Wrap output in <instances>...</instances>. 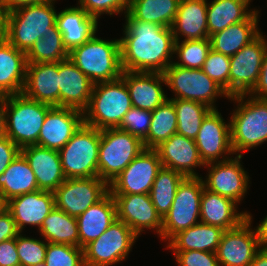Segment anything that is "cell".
I'll use <instances>...</instances> for the list:
<instances>
[{"instance_id":"6da1fadb","label":"cell","mask_w":267,"mask_h":266,"mask_svg":"<svg viewBox=\"0 0 267 266\" xmlns=\"http://www.w3.org/2000/svg\"><path fill=\"white\" fill-rule=\"evenodd\" d=\"M120 40L123 71L164 73L173 63L175 38L170 27L135 20L128 12Z\"/></svg>"},{"instance_id":"7a4b0ae2","label":"cell","mask_w":267,"mask_h":266,"mask_svg":"<svg viewBox=\"0 0 267 266\" xmlns=\"http://www.w3.org/2000/svg\"><path fill=\"white\" fill-rule=\"evenodd\" d=\"M68 59L94 84L116 80L123 72L120 40H103L96 33L82 45L71 49Z\"/></svg>"},{"instance_id":"3957f363","label":"cell","mask_w":267,"mask_h":266,"mask_svg":"<svg viewBox=\"0 0 267 266\" xmlns=\"http://www.w3.org/2000/svg\"><path fill=\"white\" fill-rule=\"evenodd\" d=\"M248 96L229 97L238 103L230 117V127L234 154L238 152L240 156L267 141V99Z\"/></svg>"},{"instance_id":"277c9868","label":"cell","mask_w":267,"mask_h":266,"mask_svg":"<svg viewBox=\"0 0 267 266\" xmlns=\"http://www.w3.org/2000/svg\"><path fill=\"white\" fill-rule=\"evenodd\" d=\"M129 91L122 77L94 84L84 123L99 130L118 128L124 115L132 108Z\"/></svg>"},{"instance_id":"5b68a950","label":"cell","mask_w":267,"mask_h":266,"mask_svg":"<svg viewBox=\"0 0 267 266\" xmlns=\"http://www.w3.org/2000/svg\"><path fill=\"white\" fill-rule=\"evenodd\" d=\"M55 1L27 5L8 12L3 37L16 49L27 53L56 24Z\"/></svg>"},{"instance_id":"8992f818","label":"cell","mask_w":267,"mask_h":266,"mask_svg":"<svg viewBox=\"0 0 267 266\" xmlns=\"http://www.w3.org/2000/svg\"><path fill=\"white\" fill-rule=\"evenodd\" d=\"M52 106L23 93L6 96V136L20 149L36 145L48 110Z\"/></svg>"},{"instance_id":"52a82bcc","label":"cell","mask_w":267,"mask_h":266,"mask_svg":"<svg viewBox=\"0 0 267 266\" xmlns=\"http://www.w3.org/2000/svg\"><path fill=\"white\" fill-rule=\"evenodd\" d=\"M100 130L83 123L59 150L66 179L98 177Z\"/></svg>"},{"instance_id":"ba28073f","label":"cell","mask_w":267,"mask_h":266,"mask_svg":"<svg viewBox=\"0 0 267 266\" xmlns=\"http://www.w3.org/2000/svg\"><path fill=\"white\" fill-rule=\"evenodd\" d=\"M98 177L111 183L145 148L136 136L118 128L100 130Z\"/></svg>"},{"instance_id":"9c48e42d","label":"cell","mask_w":267,"mask_h":266,"mask_svg":"<svg viewBox=\"0 0 267 266\" xmlns=\"http://www.w3.org/2000/svg\"><path fill=\"white\" fill-rule=\"evenodd\" d=\"M204 189L202 177H185L178 185L169 212L162 219L161 238L169 241L178 232L199 223L201 195Z\"/></svg>"},{"instance_id":"30bf717a","label":"cell","mask_w":267,"mask_h":266,"mask_svg":"<svg viewBox=\"0 0 267 266\" xmlns=\"http://www.w3.org/2000/svg\"><path fill=\"white\" fill-rule=\"evenodd\" d=\"M166 86L176 97L168 99H184L205 104L216 110L217 96L229 99L226 92L211 79L202 69H190L171 63L165 70Z\"/></svg>"},{"instance_id":"8fae6325","label":"cell","mask_w":267,"mask_h":266,"mask_svg":"<svg viewBox=\"0 0 267 266\" xmlns=\"http://www.w3.org/2000/svg\"><path fill=\"white\" fill-rule=\"evenodd\" d=\"M138 237L123 221L114 220L96 240L83 248L85 266H111L125 261Z\"/></svg>"},{"instance_id":"7c38bea8","label":"cell","mask_w":267,"mask_h":266,"mask_svg":"<svg viewBox=\"0 0 267 266\" xmlns=\"http://www.w3.org/2000/svg\"><path fill=\"white\" fill-rule=\"evenodd\" d=\"M261 32L253 41L230 57L229 97L248 95L256 85L267 48Z\"/></svg>"},{"instance_id":"4fadbf2b","label":"cell","mask_w":267,"mask_h":266,"mask_svg":"<svg viewBox=\"0 0 267 266\" xmlns=\"http://www.w3.org/2000/svg\"><path fill=\"white\" fill-rule=\"evenodd\" d=\"M109 193V184L99 177L69 178L55 191V207L77 217Z\"/></svg>"},{"instance_id":"5bb4252c","label":"cell","mask_w":267,"mask_h":266,"mask_svg":"<svg viewBox=\"0 0 267 266\" xmlns=\"http://www.w3.org/2000/svg\"><path fill=\"white\" fill-rule=\"evenodd\" d=\"M162 168L155 149H144L132 162L109 183L111 195L149 194Z\"/></svg>"},{"instance_id":"9a60e30c","label":"cell","mask_w":267,"mask_h":266,"mask_svg":"<svg viewBox=\"0 0 267 266\" xmlns=\"http://www.w3.org/2000/svg\"><path fill=\"white\" fill-rule=\"evenodd\" d=\"M251 224L252 216L246 211V220L238 227L223 232L216 250L220 266H250L261 248Z\"/></svg>"},{"instance_id":"2e32d148","label":"cell","mask_w":267,"mask_h":266,"mask_svg":"<svg viewBox=\"0 0 267 266\" xmlns=\"http://www.w3.org/2000/svg\"><path fill=\"white\" fill-rule=\"evenodd\" d=\"M194 140L199 156L205 165L213 162L226 161L233 157L228 156L234 154L231 144L230 122H224L221 113L217 109L212 110L204 118L197 137ZM219 158L221 160H218Z\"/></svg>"},{"instance_id":"e0dca14e","label":"cell","mask_w":267,"mask_h":266,"mask_svg":"<svg viewBox=\"0 0 267 266\" xmlns=\"http://www.w3.org/2000/svg\"><path fill=\"white\" fill-rule=\"evenodd\" d=\"M242 155L222 162L206 164L208 174L203 180L204 188L210 192L230 198L237 204L248 190L249 176L241 165Z\"/></svg>"},{"instance_id":"ac0fdd59","label":"cell","mask_w":267,"mask_h":266,"mask_svg":"<svg viewBox=\"0 0 267 266\" xmlns=\"http://www.w3.org/2000/svg\"><path fill=\"white\" fill-rule=\"evenodd\" d=\"M83 123L82 111L52 106L45 117L36 145L59 151Z\"/></svg>"},{"instance_id":"d6986e66","label":"cell","mask_w":267,"mask_h":266,"mask_svg":"<svg viewBox=\"0 0 267 266\" xmlns=\"http://www.w3.org/2000/svg\"><path fill=\"white\" fill-rule=\"evenodd\" d=\"M117 219L123 221L138 236L144 229H154L161 237L162 218L152 204L149 194L112 195Z\"/></svg>"},{"instance_id":"ffe728a7","label":"cell","mask_w":267,"mask_h":266,"mask_svg":"<svg viewBox=\"0 0 267 266\" xmlns=\"http://www.w3.org/2000/svg\"><path fill=\"white\" fill-rule=\"evenodd\" d=\"M155 150L163 167L175 170L184 177H199L194 169L205 166L199 156L195 140L177 133L162 142Z\"/></svg>"},{"instance_id":"44dd1931","label":"cell","mask_w":267,"mask_h":266,"mask_svg":"<svg viewBox=\"0 0 267 266\" xmlns=\"http://www.w3.org/2000/svg\"><path fill=\"white\" fill-rule=\"evenodd\" d=\"M121 77L133 107L154 111L168 99L162 88L166 85L164 73L123 71Z\"/></svg>"},{"instance_id":"7402d4cb","label":"cell","mask_w":267,"mask_h":266,"mask_svg":"<svg viewBox=\"0 0 267 266\" xmlns=\"http://www.w3.org/2000/svg\"><path fill=\"white\" fill-rule=\"evenodd\" d=\"M55 208L54 192L37 190L11 198L8 210L11 212L19 232L26 225L40 229L44 219Z\"/></svg>"},{"instance_id":"603a6c76","label":"cell","mask_w":267,"mask_h":266,"mask_svg":"<svg viewBox=\"0 0 267 266\" xmlns=\"http://www.w3.org/2000/svg\"><path fill=\"white\" fill-rule=\"evenodd\" d=\"M58 74L59 106L83 112L89 104L94 83L68 58L58 62Z\"/></svg>"},{"instance_id":"cb8c5ba5","label":"cell","mask_w":267,"mask_h":266,"mask_svg":"<svg viewBox=\"0 0 267 266\" xmlns=\"http://www.w3.org/2000/svg\"><path fill=\"white\" fill-rule=\"evenodd\" d=\"M22 93L40 103L59 106L58 62L27 64Z\"/></svg>"},{"instance_id":"d4e9b609","label":"cell","mask_w":267,"mask_h":266,"mask_svg":"<svg viewBox=\"0 0 267 266\" xmlns=\"http://www.w3.org/2000/svg\"><path fill=\"white\" fill-rule=\"evenodd\" d=\"M21 153L35 174L39 190L54 192L66 180L58 151L28 145Z\"/></svg>"},{"instance_id":"484cf974","label":"cell","mask_w":267,"mask_h":266,"mask_svg":"<svg viewBox=\"0 0 267 266\" xmlns=\"http://www.w3.org/2000/svg\"><path fill=\"white\" fill-rule=\"evenodd\" d=\"M175 41L209 38L207 26V0H180L176 17L171 25Z\"/></svg>"},{"instance_id":"4316f807","label":"cell","mask_w":267,"mask_h":266,"mask_svg":"<svg viewBox=\"0 0 267 266\" xmlns=\"http://www.w3.org/2000/svg\"><path fill=\"white\" fill-rule=\"evenodd\" d=\"M26 53L0 38V96L20 94L26 80Z\"/></svg>"},{"instance_id":"83f0119b","label":"cell","mask_w":267,"mask_h":266,"mask_svg":"<svg viewBox=\"0 0 267 266\" xmlns=\"http://www.w3.org/2000/svg\"><path fill=\"white\" fill-rule=\"evenodd\" d=\"M56 24L68 51L88 41L98 30V20L79 5L57 12Z\"/></svg>"},{"instance_id":"f1b7e54d","label":"cell","mask_w":267,"mask_h":266,"mask_svg":"<svg viewBox=\"0 0 267 266\" xmlns=\"http://www.w3.org/2000/svg\"><path fill=\"white\" fill-rule=\"evenodd\" d=\"M237 203L230 198L203 189L199 221L231 230L246 220V212H237Z\"/></svg>"},{"instance_id":"f546056e","label":"cell","mask_w":267,"mask_h":266,"mask_svg":"<svg viewBox=\"0 0 267 266\" xmlns=\"http://www.w3.org/2000/svg\"><path fill=\"white\" fill-rule=\"evenodd\" d=\"M79 233V247L96 240L117 219L114 197L108 193L98 203L90 206L76 217Z\"/></svg>"},{"instance_id":"4dcf8cb0","label":"cell","mask_w":267,"mask_h":266,"mask_svg":"<svg viewBox=\"0 0 267 266\" xmlns=\"http://www.w3.org/2000/svg\"><path fill=\"white\" fill-rule=\"evenodd\" d=\"M259 11H255L245 20L212 34L209 39L211 49L226 56L235 55L241 48L253 41L259 34Z\"/></svg>"},{"instance_id":"1f68e13d","label":"cell","mask_w":267,"mask_h":266,"mask_svg":"<svg viewBox=\"0 0 267 266\" xmlns=\"http://www.w3.org/2000/svg\"><path fill=\"white\" fill-rule=\"evenodd\" d=\"M224 231L221 227L199 222L174 235L168 241L166 248L173 251L199 250L216 252Z\"/></svg>"},{"instance_id":"d6a6232c","label":"cell","mask_w":267,"mask_h":266,"mask_svg":"<svg viewBox=\"0 0 267 266\" xmlns=\"http://www.w3.org/2000/svg\"><path fill=\"white\" fill-rule=\"evenodd\" d=\"M39 190L37 180L27 159L20 152L0 175V192L11 198Z\"/></svg>"},{"instance_id":"836d02e7","label":"cell","mask_w":267,"mask_h":266,"mask_svg":"<svg viewBox=\"0 0 267 266\" xmlns=\"http://www.w3.org/2000/svg\"><path fill=\"white\" fill-rule=\"evenodd\" d=\"M252 0H213L207 3L208 36L230 25L245 21L254 11L249 10Z\"/></svg>"},{"instance_id":"e575fe53","label":"cell","mask_w":267,"mask_h":266,"mask_svg":"<svg viewBox=\"0 0 267 266\" xmlns=\"http://www.w3.org/2000/svg\"><path fill=\"white\" fill-rule=\"evenodd\" d=\"M39 232L47 242L79 247V233L76 217L56 207L44 219Z\"/></svg>"},{"instance_id":"d590c367","label":"cell","mask_w":267,"mask_h":266,"mask_svg":"<svg viewBox=\"0 0 267 266\" xmlns=\"http://www.w3.org/2000/svg\"><path fill=\"white\" fill-rule=\"evenodd\" d=\"M180 0H129L128 13L135 19L171 27Z\"/></svg>"},{"instance_id":"8d00e7d4","label":"cell","mask_w":267,"mask_h":266,"mask_svg":"<svg viewBox=\"0 0 267 266\" xmlns=\"http://www.w3.org/2000/svg\"><path fill=\"white\" fill-rule=\"evenodd\" d=\"M177 133V116L170 99L152 111V120L147 138L143 141L146 149H155L162 142Z\"/></svg>"},{"instance_id":"74e56055","label":"cell","mask_w":267,"mask_h":266,"mask_svg":"<svg viewBox=\"0 0 267 266\" xmlns=\"http://www.w3.org/2000/svg\"><path fill=\"white\" fill-rule=\"evenodd\" d=\"M68 56L69 51L64 46L62 33L55 24L30 48L26 60L27 64L51 63L66 60Z\"/></svg>"},{"instance_id":"f35d334b","label":"cell","mask_w":267,"mask_h":266,"mask_svg":"<svg viewBox=\"0 0 267 266\" xmlns=\"http://www.w3.org/2000/svg\"><path fill=\"white\" fill-rule=\"evenodd\" d=\"M184 178L182 174L170 168L162 166L159 170L149 192V196L157 213L162 219L169 212L174 201L177 187Z\"/></svg>"},{"instance_id":"ab89813d","label":"cell","mask_w":267,"mask_h":266,"mask_svg":"<svg viewBox=\"0 0 267 266\" xmlns=\"http://www.w3.org/2000/svg\"><path fill=\"white\" fill-rule=\"evenodd\" d=\"M170 100L173 102L177 116V134L195 139L204 118L212 109L196 101L184 99Z\"/></svg>"},{"instance_id":"60d3db41","label":"cell","mask_w":267,"mask_h":266,"mask_svg":"<svg viewBox=\"0 0 267 266\" xmlns=\"http://www.w3.org/2000/svg\"><path fill=\"white\" fill-rule=\"evenodd\" d=\"M210 49L211 43L209 38L175 41L174 54L177 55L181 62L176 61L173 64L183 68L202 69Z\"/></svg>"},{"instance_id":"b9f144b4","label":"cell","mask_w":267,"mask_h":266,"mask_svg":"<svg viewBox=\"0 0 267 266\" xmlns=\"http://www.w3.org/2000/svg\"><path fill=\"white\" fill-rule=\"evenodd\" d=\"M44 263L46 266H85L83 248L48 242Z\"/></svg>"},{"instance_id":"7bdbcfd3","label":"cell","mask_w":267,"mask_h":266,"mask_svg":"<svg viewBox=\"0 0 267 266\" xmlns=\"http://www.w3.org/2000/svg\"><path fill=\"white\" fill-rule=\"evenodd\" d=\"M16 237V248L20 266H36L45 260L47 241L22 236Z\"/></svg>"},{"instance_id":"ee69618b","label":"cell","mask_w":267,"mask_h":266,"mask_svg":"<svg viewBox=\"0 0 267 266\" xmlns=\"http://www.w3.org/2000/svg\"><path fill=\"white\" fill-rule=\"evenodd\" d=\"M202 70L213 79L229 97L230 57L210 49Z\"/></svg>"},{"instance_id":"f6af8a7d","label":"cell","mask_w":267,"mask_h":266,"mask_svg":"<svg viewBox=\"0 0 267 266\" xmlns=\"http://www.w3.org/2000/svg\"><path fill=\"white\" fill-rule=\"evenodd\" d=\"M152 120V111L132 107L125 115L118 127L138 137L142 142L147 138Z\"/></svg>"},{"instance_id":"bcb514c9","label":"cell","mask_w":267,"mask_h":266,"mask_svg":"<svg viewBox=\"0 0 267 266\" xmlns=\"http://www.w3.org/2000/svg\"><path fill=\"white\" fill-rule=\"evenodd\" d=\"M78 4L90 16L97 20L102 14H126L129 8V0H79Z\"/></svg>"},{"instance_id":"7dc6e473","label":"cell","mask_w":267,"mask_h":266,"mask_svg":"<svg viewBox=\"0 0 267 266\" xmlns=\"http://www.w3.org/2000/svg\"><path fill=\"white\" fill-rule=\"evenodd\" d=\"M179 266H220L216 252L199 250L173 251Z\"/></svg>"},{"instance_id":"c3c4849f","label":"cell","mask_w":267,"mask_h":266,"mask_svg":"<svg viewBox=\"0 0 267 266\" xmlns=\"http://www.w3.org/2000/svg\"><path fill=\"white\" fill-rule=\"evenodd\" d=\"M20 152L21 149L7 136L0 138V175L6 170L9 164Z\"/></svg>"},{"instance_id":"681fc988","label":"cell","mask_w":267,"mask_h":266,"mask_svg":"<svg viewBox=\"0 0 267 266\" xmlns=\"http://www.w3.org/2000/svg\"><path fill=\"white\" fill-rule=\"evenodd\" d=\"M0 266H20L16 248V238L0 243Z\"/></svg>"},{"instance_id":"f907efd6","label":"cell","mask_w":267,"mask_h":266,"mask_svg":"<svg viewBox=\"0 0 267 266\" xmlns=\"http://www.w3.org/2000/svg\"><path fill=\"white\" fill-rule=\"evenodd\" d=\"M19 233L11 212L7 210L0 214V243L16 238Z\"/></svg>"},{"instance_id":"816d5d0a","label":"cell","mask_w":267,"mask_h":266,"mask_svg":"<svg viewBox=\"0 0 267 266\" xmlns=\"http://www.w3.org/2000/svg\"><path fill=\"white\" fill-rule=\"evenodd\" d=\"M248 95L258 99H267V48L265 50L258 81Z\"/></svg>"},{"instance_id":"f5cc1de1","label":"cell","mask_w":267,"mask_h":266,"mask_svg":"<svg viewBox=\"0 0 267 266\" xmlns=\"http://www.w3.org/2000/svg\"><path fill=\"white\" fill-rule=\"evenodd\" d=\"M48 1L52 0H1L3 7L7 13L23 6L42 4Z\"/></svg>"},{"instance_id":"db71d44e","label":"cell","mask_w":267,"mask_h":266,"mask_svg":"<svg viewBox=\"0 0 267 266\" xmlns=\"http://www.w3.org/2000/svg\"><path fill=\"white\" fill-rule=\"evenodd\" d=\"M254 230L260 247H267V215Z\"/></svg>"},{"instance_id":"11a10c76","label":"cell","mask_w":267,"mask_h":266,"mask_svg":"<svg viewBox=\"0 0 267 266\" xmlns=\"http://www.w3.org/2000/svg\"><path fill=\"white\" fill-rule=\"evenodd\" d=\"M6 96H0V138L6 136Z\"/></svg>"},{"instance_id":"9f6ffc18","label":"cell","mask_w":267,"mask_h":266,"mask_svg":"<svg viewBox=\"0 0 267 266\" xmlns=\"http://www.w3.org/2000/svg\"><path fill=\"white\" fill-rule=\"evenodd\" d=\"M250 266H267V247H261L257 251Z\"/></svg>"},{"instance_id":"6f0895ef","label":"cell","mask_w":267,"mask_h":266,"mask_svg":"<svg viewBox=\"0 0 267 266\" xmlns=\"http://www.w3.org/2000/svg\"><path fill=\"white\" fill-rule=\"evenodd\" d=\"M6 17H7V12L4 9L3 4L0 0V38H2L5 33Z\"/></svg>"},{"instance_id":"680465c9","label":"cell","mask_w":267,"mask_h":266,"mask_svg":"<svg viewBox=\"0 0 267 266\" xmlns=\"http://www.w3.org/2000/svg\"><path fill=\"white\" fill-rule=\"evenodd\" d=\"M8 210V200L0 192V214Z\"/></svg>"},{"instance_id":"91938a15","label":"cell","mask_w":267,"mask_h":266,"mask_svg":"<svg viewBox=\"0 0 267 266\" xmlns=\"http://www.w3.org/2000/svg\"><path fill=\"white\" fill-rule=\"evenodd\" d=\"M36 266H46V264L43 262V263H40V264H38Z\"/></svg>"}]
</instances>
